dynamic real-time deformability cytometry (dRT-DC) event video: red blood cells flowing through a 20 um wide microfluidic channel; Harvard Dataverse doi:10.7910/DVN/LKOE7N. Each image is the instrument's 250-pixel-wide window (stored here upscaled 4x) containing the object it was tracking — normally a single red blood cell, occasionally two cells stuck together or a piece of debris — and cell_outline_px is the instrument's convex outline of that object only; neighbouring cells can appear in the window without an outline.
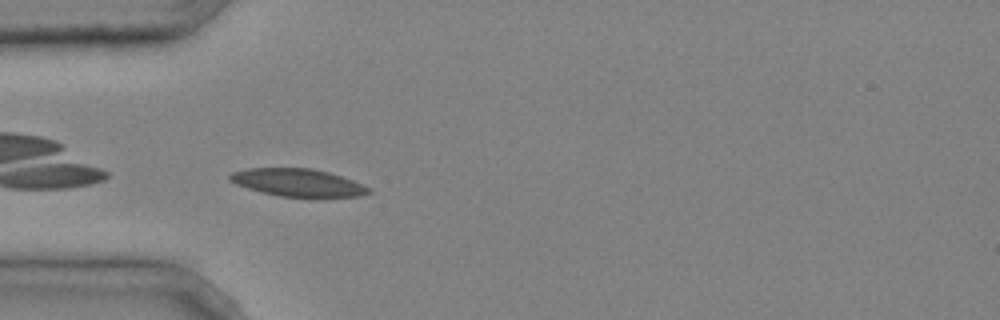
{"species": "common noctule bat (a hibernating species)", "species_latin": "Nyctalus noctula", "temperature_condition": "cold", "stored_images_in_passage": 4, "camera_frame_rate_fps": 3000, "um_per_image_px": 0.085, "animal": {"sex": "male", "body_mass_g": 20.4}, "frame": {"image": 1, "passage_image": 3, "time_ms": 0.667, "image_size_px": [1000, 320], "cell_outline_px": [[372, 192], [360, 196], [320, 200], [280, 196], [260, 192], [236, 184], [228, 180], [228, 176], [232, 172], [248, 168], [312, 168], [328, 172], [352, 180], [368, 188]], "centroid_in_image_um": [25.34, 15.57], "position_along_channel_um": 59.7, "area_um2": 23.12}}